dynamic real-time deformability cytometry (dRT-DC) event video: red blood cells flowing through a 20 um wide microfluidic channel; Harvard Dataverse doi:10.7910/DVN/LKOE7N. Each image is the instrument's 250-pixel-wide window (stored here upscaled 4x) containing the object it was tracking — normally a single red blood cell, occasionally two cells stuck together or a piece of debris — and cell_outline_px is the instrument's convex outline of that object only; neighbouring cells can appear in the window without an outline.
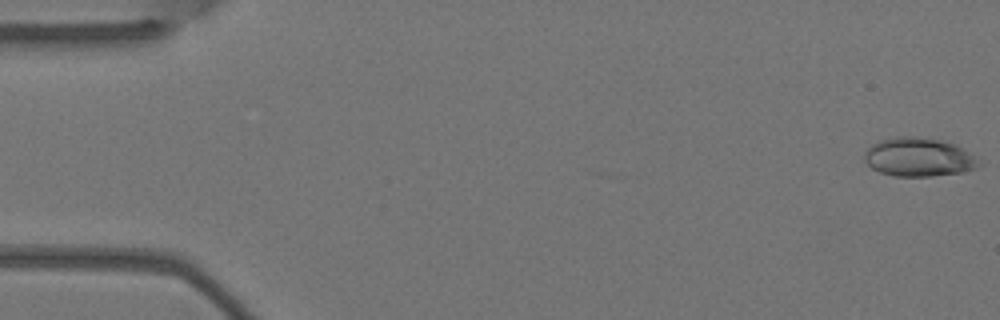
{"species": "Egyptian fruit bat (a non-hibernating species)", "species_latin": "Rousettus aegyptiacus", "temperature_condition": "warm", "stored_images_in_passage": 5, "camera_frame_rate_fps": 3000, "um_per_image_px": 0.085, "animal": {"sex": "female"}, "frame": {"image": 1, "passage_image": 1, "time_ms": 0.0, "image_size_px": [1000, 320], "cell_outline_px": [[984, 164], [976, 168], [964, 172], [932, 176], [896, 176], [880, 172], [872, 168], [864, 160], [864, 152], [872, 144], [880, 140], [896, 136], [912, 136], [940, 140], [956, 144], [968, 152]], "centroid_in_image_um": [78.1, 13.36], "position_along_channel_um": 6.9, "area_um2": 25.89}}
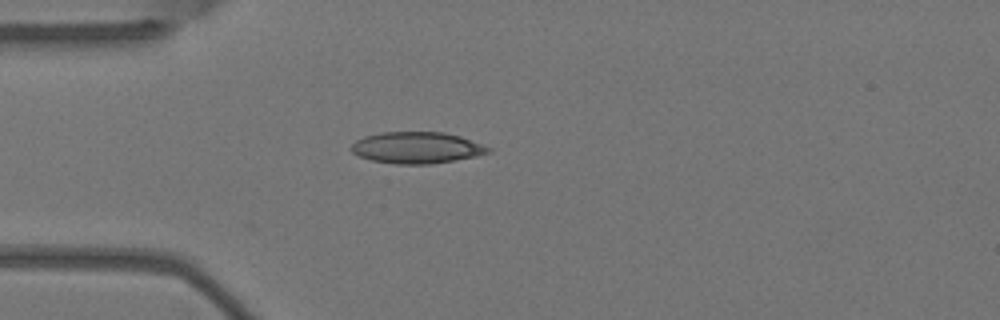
{"frame": {"image": 2, "passage_image": 5, "time_ms": 1.333, "image_size_px": [1000, 320], "cell_outline_px": [[492, 152], [476, 156], [432, 164], [396, 164], [372, 160], [360, 156], [352, 152], [352, 144], [356, 140], [364, 136], [380, 132], [444, 132], [460, 136], [492, 148]], "centroid_in_image_um": [35.44, 12.55], "position_along_channel_um": 49.6, "area_um2": 25.09}}